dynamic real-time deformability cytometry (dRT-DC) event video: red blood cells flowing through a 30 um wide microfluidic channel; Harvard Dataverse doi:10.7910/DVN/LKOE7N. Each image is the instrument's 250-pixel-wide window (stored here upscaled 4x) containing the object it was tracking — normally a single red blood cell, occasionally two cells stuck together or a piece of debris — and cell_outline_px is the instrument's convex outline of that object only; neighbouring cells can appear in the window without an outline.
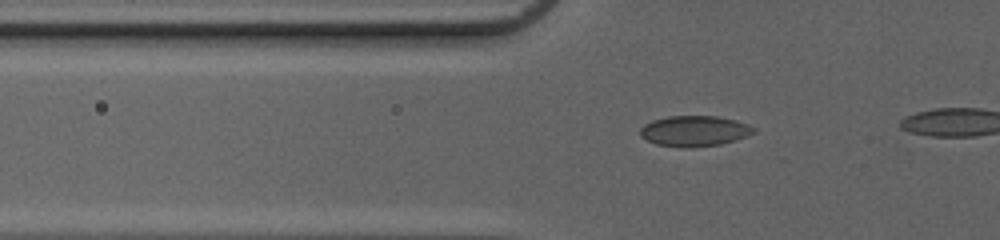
{"species": "common noctule bat (a hibernating species)", "species_latin": "Nyctalus noctula", "temperature_condition": "cold", "stored_images_in_passage": 34, "camera_frame_rate_fps": 3000, "um_per_image_px": 0.085, "animal": {"sex": "female", "body_mass_g": 20.0, "forearm_length_mm": 54.0}, "frame": {"image": 1, "passage_image": 7, "time_ms": 2.0, "image_size_px": [1000, 240], "cell_outline_px": [[756, 132], [720, 144], [656, 144], [640, 136], [640, 128], [644, 124], [652, 120], [668, 116], [716, 116], [748, 124], [756, 128]], "centroid_in_image_um": [59.01, 11.07], "position_along_channel_um": 66.8, "area_um2": 19.07}}
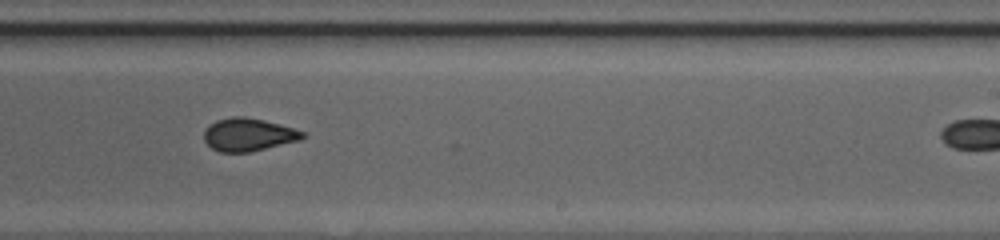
{"frame": {"image": 2, "passage_image": 22, "time_ms": 7.0, "image_size_px": [1000, 240], "cell_outline_px": [[304, 136], [300, 140], [248, 152], [220, 152], [212, 148], [204, 140], [204, 132], [216, 120], [232, 116], [244, 116], [264, 120], [280, 124], [304, 132]], "centroid_in_image_um": [21.1, 11.44], "position_along_channel_um": 267.9, "area_um2": 18.61}}
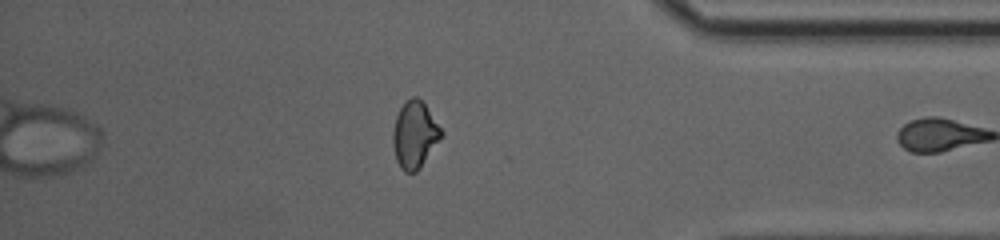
{"frame": {"image": 3, "passage_image": 33, "time_ms": 10.667, "image_size_px": [1000, 240], "cell_outline_px": [[444, 132], [416, 172], [404, 172], [400, 168], [396, 160], [392, 140], [392, 136], [396, 116], [400, 108], [412, 96], [416, 96], [424, 104]], "centroid_in_image_um": [35.22, 11.45], "position_along_channel_um": 400.0, "area_um2": 18.32}}